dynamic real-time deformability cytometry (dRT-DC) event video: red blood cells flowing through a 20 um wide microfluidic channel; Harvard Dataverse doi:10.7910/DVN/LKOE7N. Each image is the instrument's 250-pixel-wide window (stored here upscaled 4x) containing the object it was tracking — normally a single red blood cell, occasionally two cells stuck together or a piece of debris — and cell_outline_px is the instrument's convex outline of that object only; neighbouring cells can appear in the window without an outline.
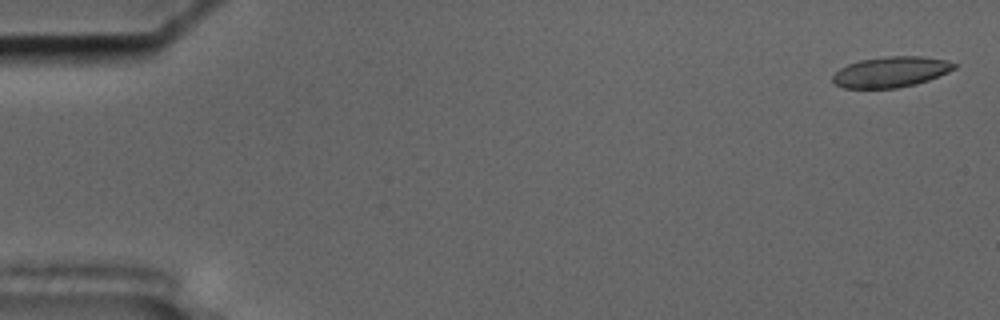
{"species": "common noctule bat (a hibernating species)", "species_latin": "Nyctalus noctula", "temperature_condition": "cold", "stored_images_in_passage": 56, "camera_frame_rate_fps": 3000, "um_per_image_px": 0.085, "animal": {"sex": "male", "body_mass_g": 17.5, "forearm_length_mm": 52.3}, "frame": {"image": 1, "passage_image": 2, "time_ms": 0.333, "image_size_px": [1000, 320], "cell_outline_px": [[956, 68], [948, 72], [928, 80], [916, 84], [896, 88], [844, 88], [836, 84], [832, 80], [832, 76], [840, 68], [848, 64], [860, 60], [884, 56], [924, 56], [944, 60], [956, 64]], "centroid_in_image_um": [75.71, 6.11], "position_along_channel_um": 9.3, "area_um2": 21.62}}
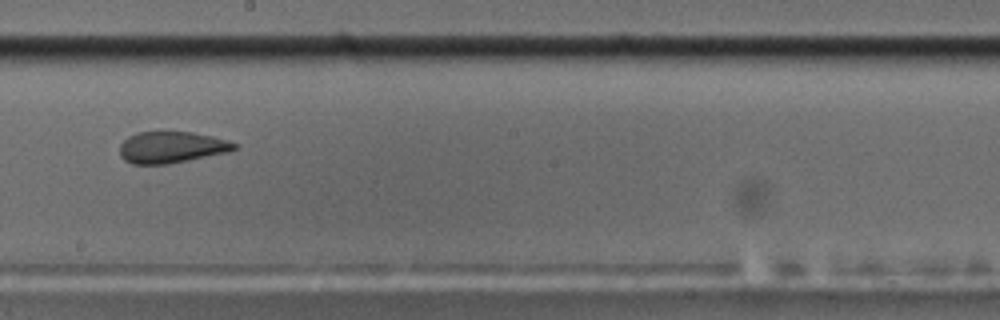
{"frame": {"image": 2, "passage_image": 32, "time_ms": 10.333, "image_size_px": [1000, 320], "cell_outline_px": [[236, 148], [228, 152], [168, 164], [132, 164], [124, 160], [120, 156], [120, 144], [128, 136], [136, 132], [192, 132], [212, 136], [228, 140], [236, 144]], "centroid_in_image_um": [14.54, 12.52], "position_along_channel_um": 233.7, "area_um2": 20.98}}
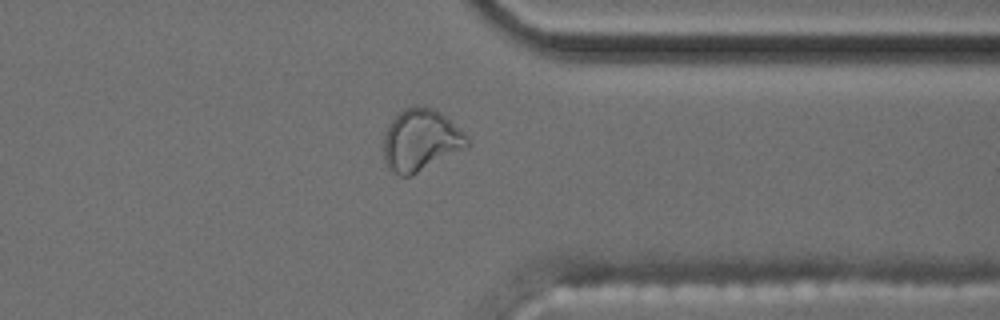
{"frame": {"image": 3, "passage_image": 44, "time_ms": 14.333, "image_size_px": [1000, 320], "cell_outline_px": [[472, 144], [468, 148], [412, 176], [400, 176], [392, 172], [388, 168], [384, 160], [384, 132], [388, 124], [404, 108], [416, 104], [436, 108], [464, 132], [468, 136]], "centroid_in_image_um": [35.8, 11.92], "position_along_channel_um": 375.6, "area_um2": 30.92}, "authors_computed_cell_mechanics": {"area_um2": 22.2819, "velocity_mm_per_s": 3.6271, "shape_relaxation_time_tau1_ms": null, "shape_relaxation_time_tau2_ms": 1.5585, "deformation_change_tau1": null, "deformation_change_tau2": 0.0785}}